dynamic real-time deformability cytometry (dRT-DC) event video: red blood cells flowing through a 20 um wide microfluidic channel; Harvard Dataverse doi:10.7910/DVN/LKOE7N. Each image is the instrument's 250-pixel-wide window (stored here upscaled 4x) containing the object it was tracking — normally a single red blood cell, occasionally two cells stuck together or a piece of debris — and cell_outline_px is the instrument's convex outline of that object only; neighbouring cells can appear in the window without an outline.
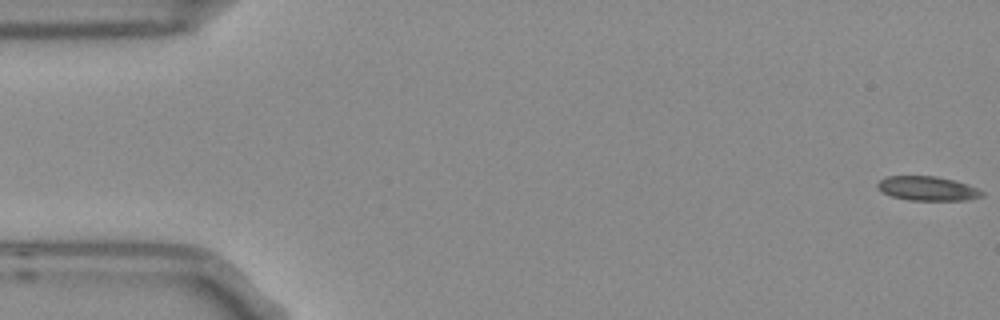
{"species": "Egyptian fruit bat (a non-hibernating species)", "species_latin": "Rousettus aegyptiacus", "temperature_condition": "room temperature", "stored_images_in_passage": 5, "segment_of_instrument_passage": [2, 2], "camera_frame_rate_fps": 3000, "um_per_image_px": 0.085, "frame": {"image": 1, "passage_image": 5, "time_ms": 1.333, "image_size_px": [1000, 320], "cell_outline_px": [[984, 196], [968, 200], [908, 200], [892, 196], [876, 188], [876, 184], [880, 180], [888, 176], [936, 176], [968, 184], [984, 192]], "centroid_in_image_um": [78.84, 16.02], "position_along_channel_um": 6.2, "area_um2": 14.74}}